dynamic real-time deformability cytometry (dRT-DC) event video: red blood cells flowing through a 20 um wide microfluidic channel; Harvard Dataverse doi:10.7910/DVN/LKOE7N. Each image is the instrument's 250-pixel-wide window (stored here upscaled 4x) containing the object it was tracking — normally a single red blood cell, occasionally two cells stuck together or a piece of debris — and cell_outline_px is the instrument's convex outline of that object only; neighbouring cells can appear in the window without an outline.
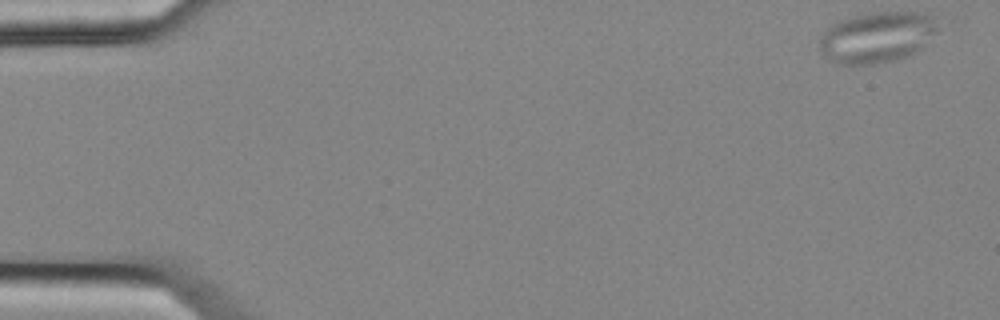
{"species": "common noctule bat (a hibernating species)", "species_latin": "Nyctalus noctula", "temperature_condition": "cold", "stored_images_in_passage": 5, "camera_frame_rate_fps": 3000, "um_per_image_px": 0.085, "animal": {"sex": "female", "body_mass_g": 25.1}, "frame": {"image": 1, "passage_image": 1, "time_ms": 0.0, "image_size_px": [1000, 320], "cell_outline_px": [[936, 32], [924, 48], [908, 56], [892, 60], [872, 64], [840, 64], [828, 60], [820, 52], [820, 40], [824, 32], [832, 24], [840, 20], [852, 16], [872, 12], [924, 12], [932, 16], [936, 28]], "centroid_in_image_um": [74.54, 3.16], "position_along_channel_um": 10.5, "area_um2": 35.08}}